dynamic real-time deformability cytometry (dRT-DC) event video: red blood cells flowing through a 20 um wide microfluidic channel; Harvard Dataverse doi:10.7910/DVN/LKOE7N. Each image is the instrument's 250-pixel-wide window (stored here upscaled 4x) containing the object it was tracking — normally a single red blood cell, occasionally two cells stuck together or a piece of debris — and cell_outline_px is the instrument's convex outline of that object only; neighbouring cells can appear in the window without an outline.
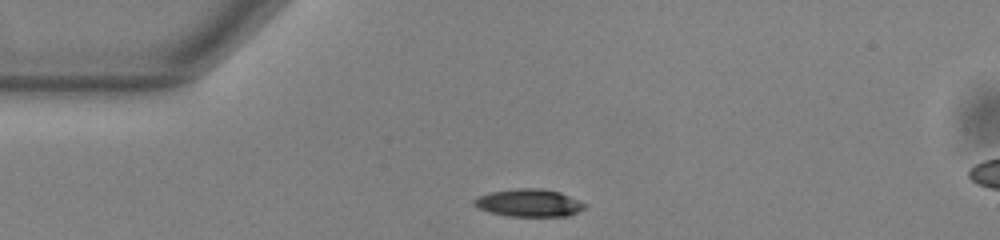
{"species": "common noctule bat (a hibernating species)", "species_latin": "Nyctalus noctula", "temperature_condition": "warm", "stored_images_in_passage": 42, "camera_frame_rate_fps": 3000, "um_per_image_px": 0.085, "animal": {"sex": "male", "body_mass_g": 13.0, "forearm_length_mm": 53.1}, "frame": {"image": 1, "passage_image": 1, "time_ms": 0.0, "image_size_px": [1000, 240], "cell_outline_px": [[588, 204], [584, 208], [568, 216], [508, 216], [488, 212], [472, 204], [472, 200], [480, 196], [492, 192], [516, 188], [540, 188], [560, 192]], "centroid_in_image_um": [44.97, 17.24], "position_along_channel_um": 40.0, "area_um2": 17.74}}
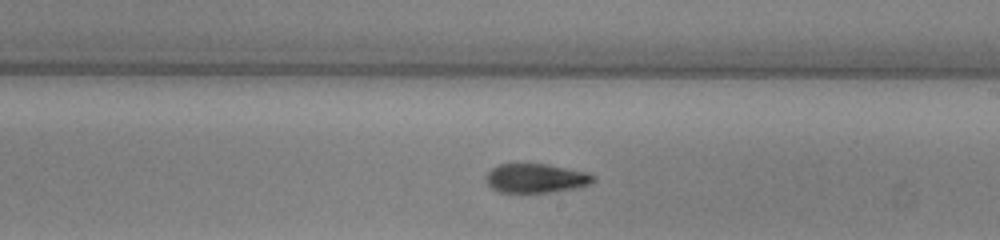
{"frame": {"image": 2, "passage_image": 19, "time_ms": 6.0, "image_size_px": [1000, 240], "cell_outline_px": [[596, 180], [588, 184], [572, 188], [548, 192], [500, 192], [492, 188], [484, 180], [484, 176], [492, 168], [500, 164], [548, 164], [588, 172], [596, 176]], "centroid_in_image_um": [45.53, 15.14], "position_along_channel_um": 243.5, "area_um2": 18.15}}
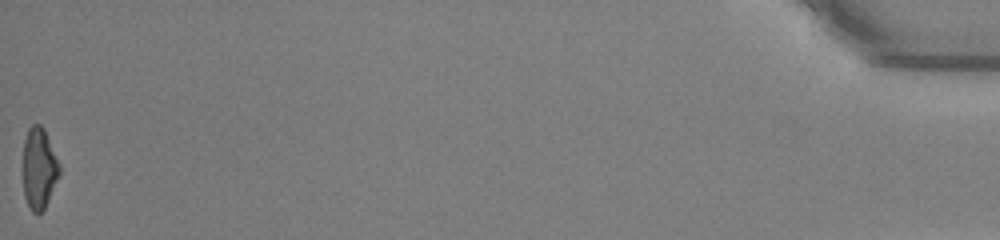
{"frame": {"image": 3, "passage_image": 42, "time_ms": 13.667, "image_size_px": [1000, 240], "cell_outline_px": [[60, 172], [48, 200], [44, 208], [40, 212], [32, 212], [24, 196], [24, 140], [28, 128], [32, 124], [40, 124], [44, 128], [60, 164]], "centroid_in_image_um": [3.32, 14.27], "position_along_channel_um": 431.9, "area_um2": 16.94}, "authors_computed_cell_mechanics": {"area_um2": 18.4093, "velocity_mm_per_s": 3.84, "shape_relaxation_time_tau1_ms": 3.7762, "shape_relaxation_time_tau2_ms": 5.6694, "deformation_change_tau1": 0.165, "deformation_change_tau2": 0.1078}}